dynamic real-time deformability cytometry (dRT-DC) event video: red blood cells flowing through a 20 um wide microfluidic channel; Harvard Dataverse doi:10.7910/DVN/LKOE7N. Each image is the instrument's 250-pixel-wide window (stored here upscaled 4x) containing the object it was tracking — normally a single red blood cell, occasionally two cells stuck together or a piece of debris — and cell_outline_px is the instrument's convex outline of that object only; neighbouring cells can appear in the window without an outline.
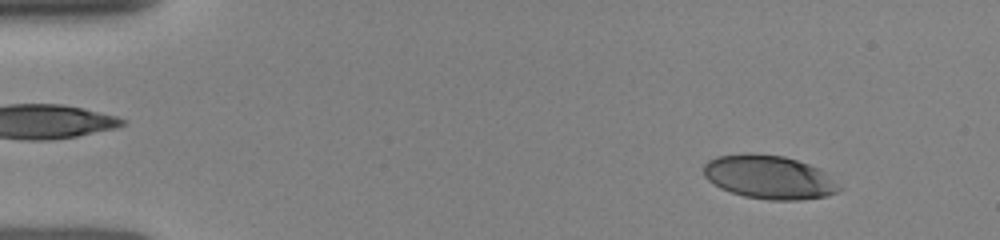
{"species": "human", "species_latin": "Homo sapiens", "temperature_condition": "room temperature", "stored_images_in_passage": 23, "camera_frame_rate_fps": 3000, "um_per_image_px": 0.085, "donor": {"sex": "female"}, "frame": {"image": 1, "passage_image": 3, "time_ms": 0.667, "image_size_px": [1000, 240], "cell_outline_px": [[840, 192], [828, 196], [800, 200], [768, 200], [744, 196], [720, 188], [708, 180], [704, 176], [704, 164], [708, 160], [716, 156], [744, 152], [756, 152], [784, 156], [808, 164], [824, 172], [840, 188]], "centroid_in_image_um": [65.32, 15.04], "position_along_channel_um": 19.7, "area_um2": 34.56}}
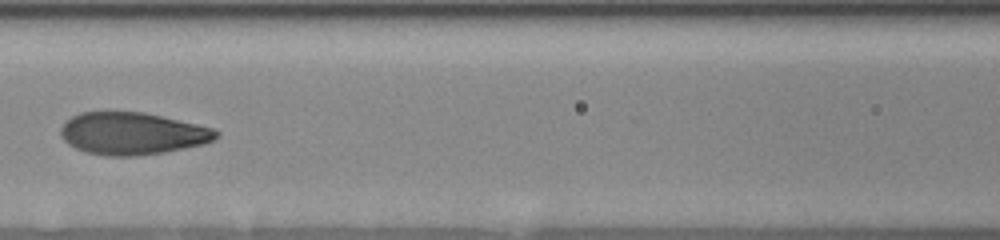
{"frame": {"image": 2, "passage_image": 19, "time_ms": 6.333, "image_size_px": [1000, 240], "cell_outline_px": [[220, 136], [204, 144], [164, 152], [136, 156], [104, 156], [84, 152], [68, 144], [60, 136], [60, 128], [72, 116], [80, 112], [144, 112], [196, 124], [212, 128], [220, 132]], "centroid_in_image_um": [11.23, 11.36], "position_along_channel_um": 155.4, "area_um2": 38.26}}
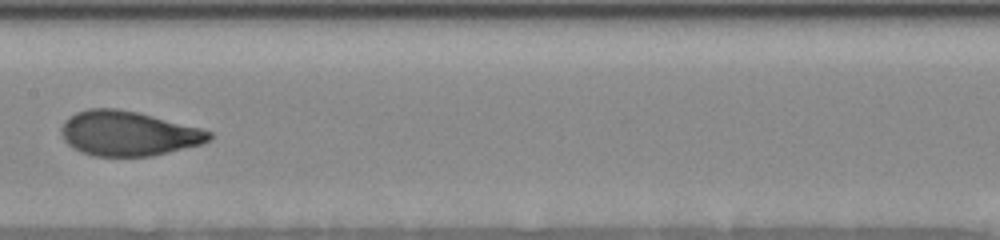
{"frame": {"image": 3, "passage_image": 22, "time_ms": 7.333, "image_size_px": [1000, 240], "cell_outline_px": [[212, 136], [204, 144], [152, 156], [92, 156], [72, 148], [64, 140], [60, 132], [60, 128], [64, 120], [68, 116], [76, 112], [88, 108], [116, 108], [140, 112], [200, 128], [212, 132]], "centroid_in_image_um": [10.87, 11.34], "position_along_channel_um": 196.5, "area_um2": 38.96}}